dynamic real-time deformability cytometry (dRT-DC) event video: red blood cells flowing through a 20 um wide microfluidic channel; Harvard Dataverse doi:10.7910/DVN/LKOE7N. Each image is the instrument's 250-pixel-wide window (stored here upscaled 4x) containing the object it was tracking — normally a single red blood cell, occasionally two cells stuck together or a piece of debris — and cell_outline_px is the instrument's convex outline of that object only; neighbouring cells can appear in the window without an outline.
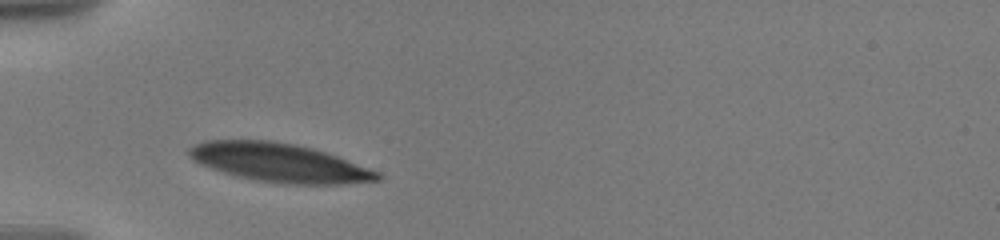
{"species": "human", "species_latin": "Homo sapiens", "temperature_condition": "warm", "stored_images_in_passage": 27, "camera_frame_rate_fps": 3000, "um_per_image_px": 0.085, "donor": {"sex": "male"}, "frame": {"image": 1, "passage_image": 1, "time_ms": 0.0, "image_size_px": [1000, 240], "cell_outline_px": [[384, 176], [380, 180], [344, 184], [296, 184], [256, 180], [236, 176], [200, 164], [192, 160], [188, 156], [188, 148], [192, 144], [204, 140], [272, 140], [296, 144], [312, 148], [336, 156], [380, 172]], "centroid_in_image_um": [23.72, 13.81], "position_along_channel_um": 61.3, "area_um2": 42.43}}
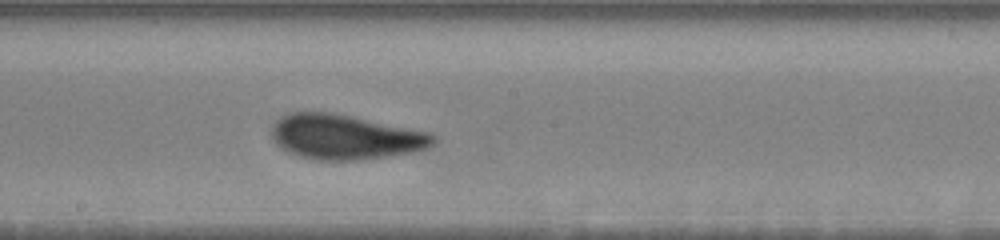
{"frame": {"image": 2, "passage_image": 12, "time_ms": 4.667, "image_size_px": [1000, 240], "cell_outline_px": [[436, 140], [432, 144], [424, 148], [412, 152], [388, 156], [356, 160], [316, 160], [300, 156], [288, 152], [280, 148], [272, 140], [272, 124], [280, 116], [288, 112], [328, 112], [352, 116], [428, 132], [436, 136]], "centroid_in_image_um": [29.27, 11.63], "position_along_channel_um": 218.9, "area_um2": 42.14}}
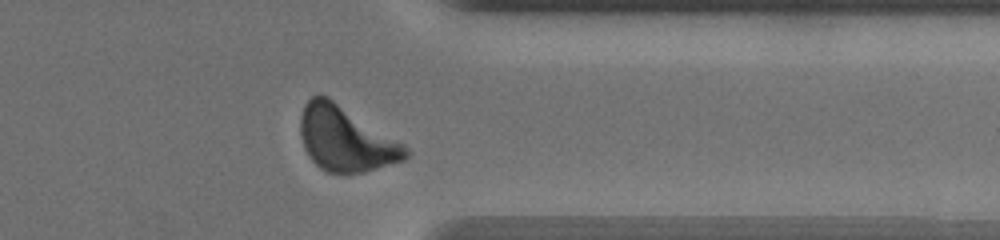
{"frame": {"image": 3, "passage_image": 23, "time_ms": 9.333, "image_size_px": [1000, 240], "cell_outline_px": [[412, 156], [404, 160], [364, 172], [348, 176], [328, 172], [320, 168], [308, 156], [304, 148], [300, 136], [300, 116], [304, 104], [312, 96], [328, 96], [404, 144], [412, 152]], "centroid_in_image_um": [29.39, 11.84], "position_along_channel_um": 382.0, "area_um2": 40.23}, "authors_computed_cell_mechanics": {"area_um2": 42.1362, "velocity_mm_per_s": 3.5484, "shape_relaxation_time_tau1_ms": 3.7058, "shape_relaxation_time_tau2_ms": null, "deformation_change_tau1": 0.1466, "deformation_change_tau2": null}}